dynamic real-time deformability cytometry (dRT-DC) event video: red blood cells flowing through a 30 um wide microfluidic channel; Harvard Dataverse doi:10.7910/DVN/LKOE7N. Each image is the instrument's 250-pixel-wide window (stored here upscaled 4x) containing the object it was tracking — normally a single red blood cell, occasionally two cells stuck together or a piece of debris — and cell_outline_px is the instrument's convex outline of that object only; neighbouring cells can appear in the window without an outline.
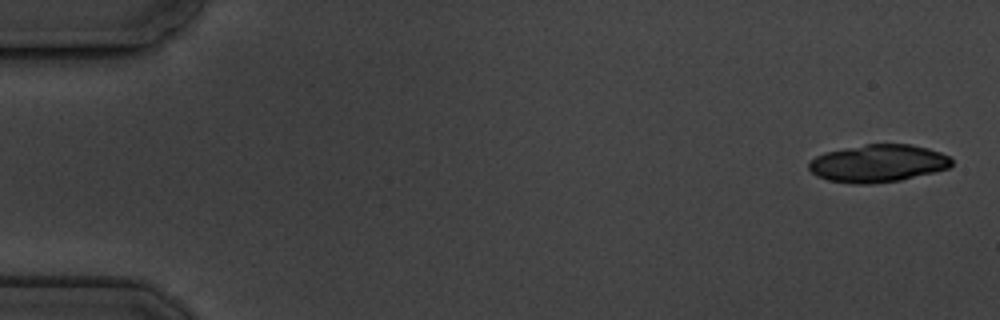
{"species": "common noctule bat (a hibernating species)", "species_latin": "Nyctalus noctula", "temperature_condition": "cold", "stored_images_in_passage": 4, "segment_of_instrument_passage": [2, 2], "camera_frame_rate_fps": 3000, "um_per_image_px": 0.085, "animal": {"sex": "male", "body_mass_g": 19.5, "forearm_length_mm": 54.6}, "frame": {"image": 1, "passage_image": 4, "time_ms": 4.333, "image_size_px": [1000, 320], "cell_outline_px": [[952, 164], [948, 168], [900, 180], [868, 184], [856, 184], [828, 180], [816, 176], [808, 168], [808, 160], [824, 152], [864, 144], [912, 144], [928, 148], [940, 152], [948, 156], [952, 160]], "centroid_in_image_um": [74.58, 13.87], "position_along_channel_um": 10.4, "area_um2": 31.27}}